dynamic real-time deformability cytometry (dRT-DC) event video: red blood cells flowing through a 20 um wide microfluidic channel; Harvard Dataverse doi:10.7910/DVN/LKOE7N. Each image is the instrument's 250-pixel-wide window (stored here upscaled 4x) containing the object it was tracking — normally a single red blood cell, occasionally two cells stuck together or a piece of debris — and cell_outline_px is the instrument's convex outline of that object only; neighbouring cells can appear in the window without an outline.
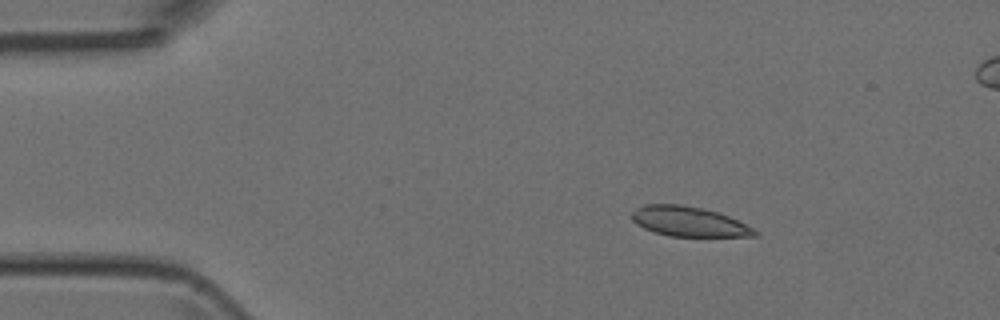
{"species": "Egyptian fruit bat (a non-hibernating species)", "species_latin": "Rousettus aegyptiacus", "temperature_condition": "room temperature", "stored_images_in_passage": 5, "camera_frame_rate_fps": 3000, "um_per_image_px": 0.085, "animal": {"sex": "female"}, "frame": {"image": 1, "passage_image": 1, "time_ms": 0.0, "image_size_px": [1000, 320], "cell_outline_px": [[760, 236], [668, 236], [652, 232], [636, 224], [632, 220], [632, 212], [636, 208], [644, 204], [680, 204], [720, 212], [760, 232]], "centroid_in_image_um": [58.53, 18.83], "position_along_channel_um": 26.5, "area_um2": 21.39}}
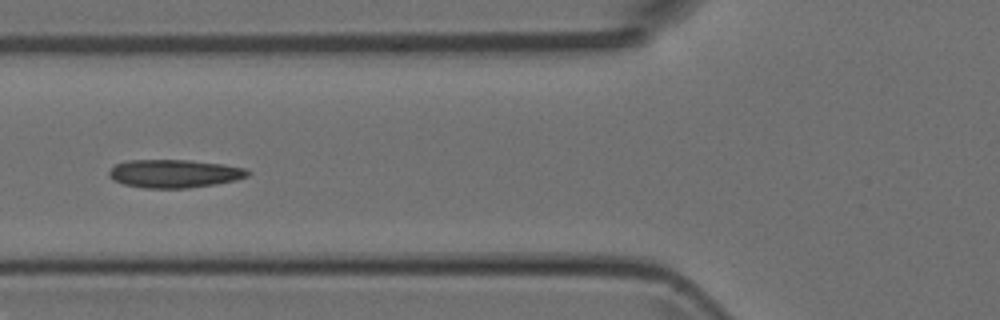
{"frame": {"image": 2, "passage_image": 4, "time_ms": 3.667, "image_size_px": [1000, 320], "cell_outline_px": [[252, 172], [248, 176], [236, 180], [216, 184], [188, 188], [144, 188], [124, 184], [112, 180], [108, 176], [108, 172], [116, 164], [128, 160], [192, 160], [224, 164], [244, 168]], "centroid_in_image_um": [14.83, 14.75], "position_along_channel_um": 111.0, "area_um2": 22.95}}
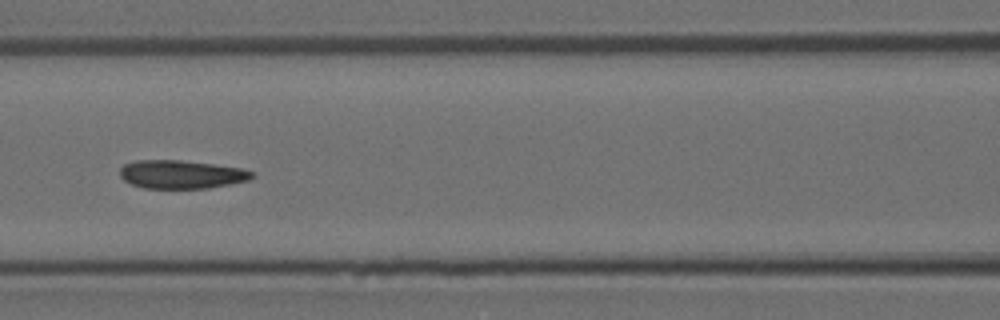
{"frame": {"image": 3, "passage_image": 5, "time_ms": 4.667, "image_size_px": [1000, 320], "cell_outline_px": [[256, 176], [248, 180], [208, 188], [144, 188], [132, 184], [124, 180], [120, 176], [120, 168], [124, 164], [136, 160], [180, 160], [212, 164], [240, 168], [256, 172]], "centroid_in_image_um": [15.42, 14.82], "position_along_channel_um": 151.2, "area_um2": 21.79}}